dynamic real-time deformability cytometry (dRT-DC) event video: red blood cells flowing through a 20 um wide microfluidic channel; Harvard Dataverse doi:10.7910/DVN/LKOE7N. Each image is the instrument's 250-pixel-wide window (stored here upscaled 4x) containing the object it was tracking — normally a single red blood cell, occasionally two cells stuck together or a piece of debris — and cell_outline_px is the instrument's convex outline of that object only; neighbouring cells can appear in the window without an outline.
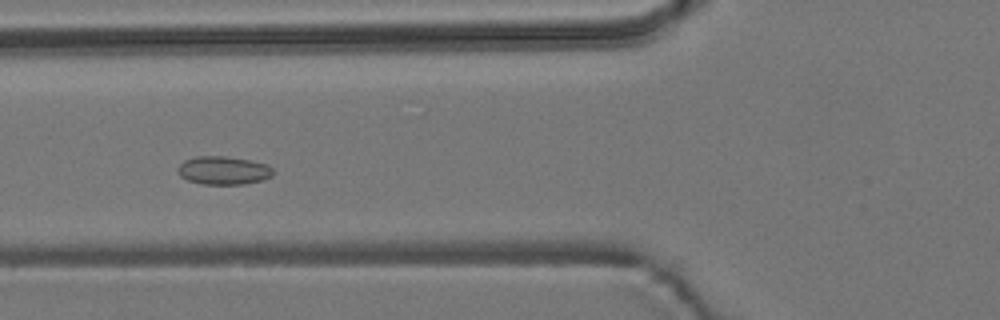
{"species": "common noctule bat (a hibernating species)", "species_latin": "Nyctalus noctula", "temperature_condition": "room temperature", "stored_images_in_passage": 44, "camera_frame_rate_fps": 3000, "um_per_image_px": 0.085, "animal": {"sex": "male", "body_mass_g": 19.2, "forearm_length_mm": 51.8}, "frame": {"image": 1, "passage_image": 9, "time_ms": 2.667, "image_size_px": [1000, 320], "cell_outline_px": [[276, 172], [272, 176], [260, 180], [244, 184], [204, 184], [188, 180], [180, 176], [176, 168], [184, 160], [196, 156], [224, 156], [248, 160], [268, 164]], "centroid_in_image_um": [18.99, 14.48], "position_along_channel_um": 106.8, "area_um2": 15.72}}
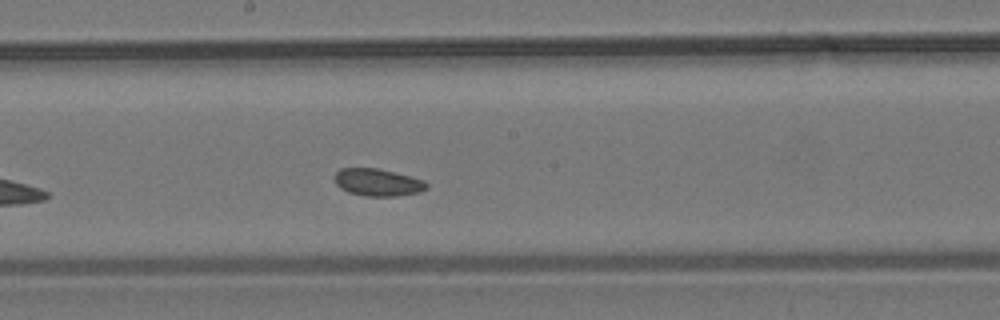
{"frame": {"image": 2, "passage_image": 18, "time_ms": 5.667, "image_size_px": [1000, 320], "cell_outline_px": [[428, 188], [420, 192], [396, 196], [364, 196], [348, 192], [340, 188], [336, 184], [332, 176], [340, 168], [376, 168], [424, 180], [428, 184]], "centroid_in_image_um": [32.06, 15.51], "position_along_channel_um": 216.1, "area_um2": 14.68}}
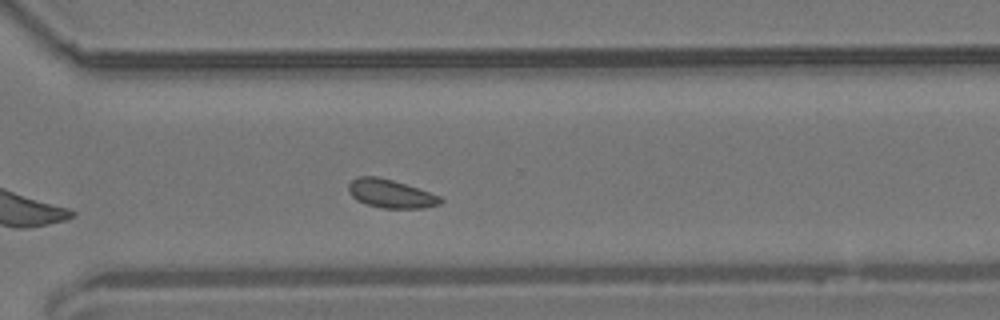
{"frame": {"image": 3, "passage_image": 28, "time_ms": 9.0, "image_size_px": [1000, 320], "cell_outline_px": [[444, 200], [440, 204], [424, 208], [384, 208], [368, 204], [356, 200], [348, 192], [348, 184], [356, 176], [376, 176], [392, 180], [440, 196]], "centroid_in_image_um": [33.18, 16.46], "position_along_channel_um": 337.4, "area_um2": 15.09}, "authors_computed_cell_mechanics": {"area_um2": 15.1436, "velocity_mm_per_s": 3.6461, "shape_relaxation_time_tau1_ms": null, "shape_relaxation_time_tau2_ms": 5.7602, "deformation_change_tau1": null, "deformation_change_tau2": 0.0924}}